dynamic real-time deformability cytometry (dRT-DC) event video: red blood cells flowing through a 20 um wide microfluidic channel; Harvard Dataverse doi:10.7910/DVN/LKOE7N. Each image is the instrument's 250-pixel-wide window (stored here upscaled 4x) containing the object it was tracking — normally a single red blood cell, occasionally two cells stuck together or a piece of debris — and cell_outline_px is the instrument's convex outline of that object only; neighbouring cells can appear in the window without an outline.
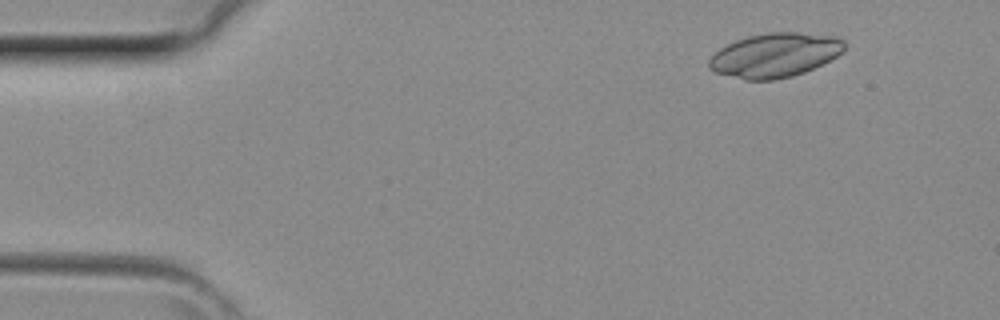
{"species": "common noctule bat (a hibernating species)", "species_latin": "Nyctalus noctula", "temperature_condition": "room temperature", "stored_images_in_passage": 41, "camera_frame_rate_fps": 3000, "um_per_image_px": 0.085, "animal": {"sex": "female", "body_mass_g": 29.2, "forearm_length_mm": 56.3}, "frame": {"image": 1, "passage_image": 4, "time_ms": 1.0, "image_size_px": [1000, 320], "cell_outline_px": [[844, 48], [836, 56], [804, 72], [792, 76], [776, 80], [744, 80], [716, 72], [708, 68], [708, 60], [720, 48], [736, 40], [748, 36], [768, 32], [796, 32], [832, 36], [844, 40]], "centroid_in_image_um": [65.82, 4.69], "position_along_channel_um": 19.2, "area_um2": 34.56}}
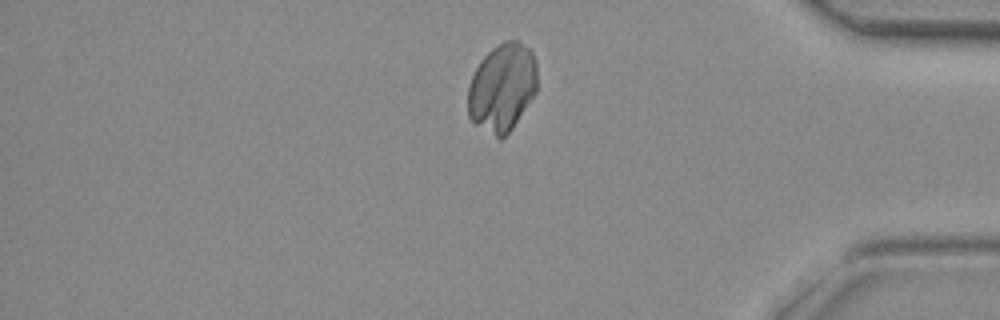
{"frame": {"image": 2, "passage_image": 34, "time_ms": 11.0, "image_size_px": [1000, 320], "cell_outline_px": [[536, 92], [512, 128], [500, 140], [476, 124], [468, 116], [468, 88], [472, 76], [480, 60], [492, 48], [504, 40], [516, 40], [528, 48], [532, 52], [536, 60]], "centroid_in_image_um": [42.68, 7.42], "position_along_channel_um": 392.5, "area_um2": 35.37}}
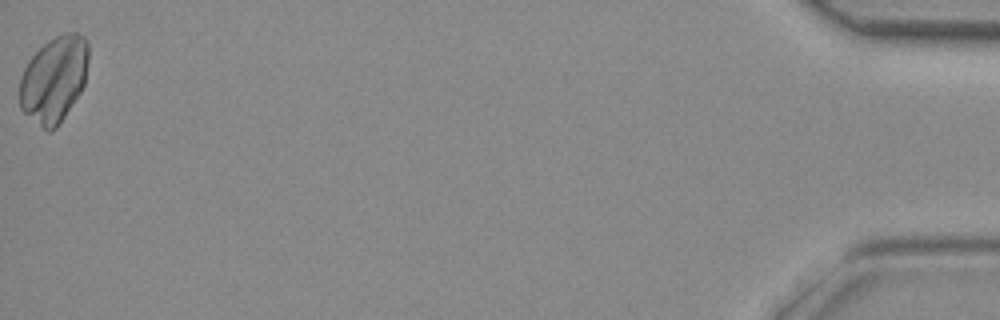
{"frame": {"image": 3, "passage_image": 41, "time_ms": 13.333, "image_size_px": [1000, 320], "cell_outline_px": [[88, 60], [84, 84], [80, 92], [56, 128], [48, 132], [24, 112], [20, 108], [20, 76], [28, 60], [48, 40], [64, 32], [76, 32], [84, 36], [88, 40]], "centroid_in_image_um": [4.6, 6.7], "position_along_channel_um": 430.6, "area_um2": 34.39}}